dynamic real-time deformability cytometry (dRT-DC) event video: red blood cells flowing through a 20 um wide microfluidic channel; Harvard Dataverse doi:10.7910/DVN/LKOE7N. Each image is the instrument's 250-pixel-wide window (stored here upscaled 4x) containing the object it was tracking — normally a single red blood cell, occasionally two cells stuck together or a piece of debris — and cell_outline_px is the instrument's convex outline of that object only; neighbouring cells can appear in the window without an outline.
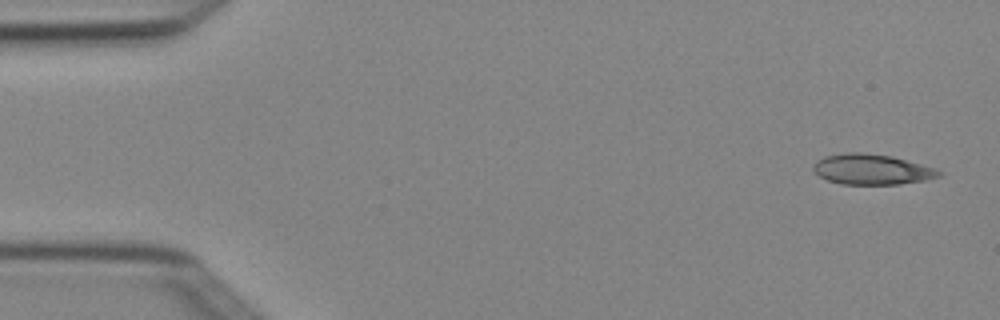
{"species": "Egyptian fruit bat (a non-hibernating species)", "species_latin": "Rousettus aegyptiacus", "temperature_condition": "cold", "stored_images_in_passage": 4, "camera_frame_rate_fps": 3000, "um_per_image_px": 0.085, "animal": {"sex": "female"}, "frame": {"image": 1, "passage_image": 1, "time_ms": 0.0, "image_size_px": [1000, 320], "cell_outline_px": [[944, 172], [940, 176], [928, 180], [900, 184], [840, 184], [828, 180], [820, 176], [812, 168], [812, 164], [816, 160], [824, 156], [848, 152], [860, 152], [892, 156], [936, 168]], "centroid_in_image_um": [74.12, 14.39], "position_along_channel_um": 10.9, "area_um2": 22.43}}
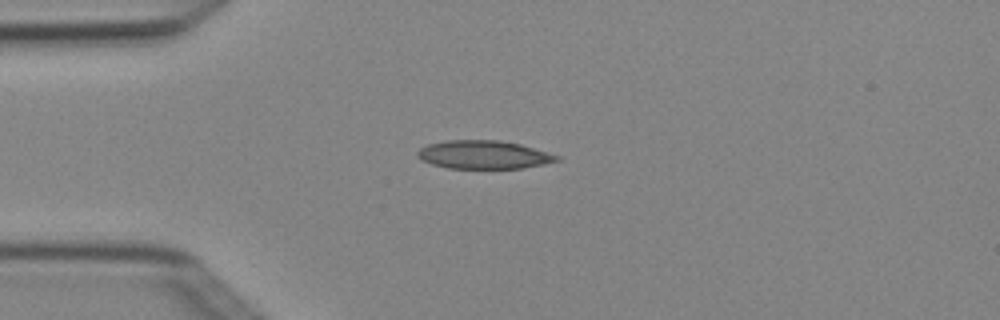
{"frame": {"image": 2, "passage_image": 3, "time_ms": 0.667, "image_size_px": [1000, 320], "cell_outline_px": [[560, 160], [544, 164], [524, 168], [448, 168], [432, 164], [420, 160], [416, 156], [416, 152], [420, 148], [428, 144], [448, 140], [500, 140], [520, 144], [560, 156]], "centroid_in_image_um": [41.09, 13.15], "position_along_channel_um": 43.9, "area_um2": 23.0}}